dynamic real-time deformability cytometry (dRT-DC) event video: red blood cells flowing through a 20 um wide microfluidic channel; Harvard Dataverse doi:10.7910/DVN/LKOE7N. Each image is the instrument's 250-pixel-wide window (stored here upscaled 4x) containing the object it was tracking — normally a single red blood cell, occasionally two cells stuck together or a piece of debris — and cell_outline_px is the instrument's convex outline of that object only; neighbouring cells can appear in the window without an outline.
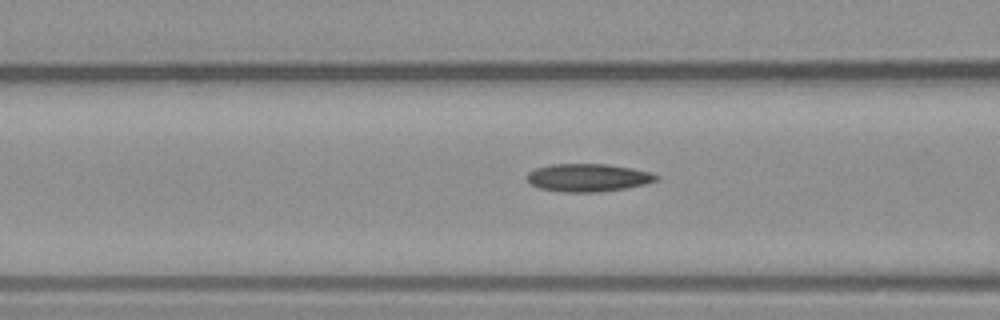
{"species": "common noctule bat (a hibernating species)", "species_latin": "Nyctalus noctula", "temperature_condition": "warm", "stored_images_in_passage": 7, "segment_of_instrument_passage": [1, 2], "camera_frame_rate_fps": 3000, "um_per_image_px": 0.085, "animal": {"sex": "male", "body_mass_g": 23.1, "forearm_length_mm": 52.7}, "frame": {"image": 1, "passage_image": 6, "time_ms": 6.333, "image_size_px": [1000, 320], "cell_outline_px": [[660, 180], [628, 188], [600, 192], [564, 192], [536, 188], [528, 184], [528, 172], [536, 168], [552, 164], [608, 164], [632, 168], [652, 172], [660, 176]], "centroid_in_image_um": [50.01, 15.11], "position_along_channel_um": 116.6, "area_um2": 21.33}}